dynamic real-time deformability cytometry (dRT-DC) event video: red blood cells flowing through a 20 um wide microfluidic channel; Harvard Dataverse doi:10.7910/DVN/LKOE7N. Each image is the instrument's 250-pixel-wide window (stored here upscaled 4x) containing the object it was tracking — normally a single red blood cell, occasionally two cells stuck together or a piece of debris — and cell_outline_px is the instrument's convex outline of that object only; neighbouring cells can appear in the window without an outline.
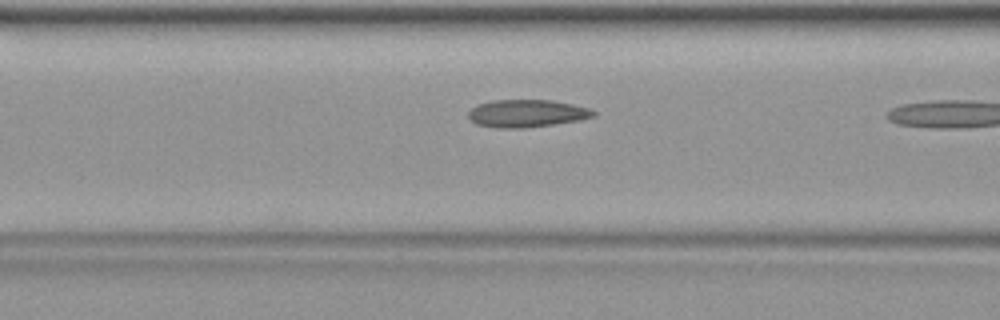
{"species": "common noctule bat (a hibernating species)", "species_latin": "Nyctalus noctula", "temperature_condition": "warm", "stored_images_in_passage": 7, "camera_frame_rate_fps": 3000, "um_per_image_px": 0.085, "animal": {"sex": "female", "body_mass_g": 19.9}, "frame": {"image": 1, "passage_image": 6, "time_ms": 1.667, "image_size_px": [1000, 320], "cell_outline_px": [[596, 116], [576, 120], [552, 124], [524, 128], [496, 128], [476, 124], [468, 116], [468, 112], [476, 104], [492, 100], [552, 100], [572, 104], [588, 108], [596, 112]], "centroid_in_image_um": [44.73, 9.63], "position_along_channel_um": 121.9, "area_um2": 20.0}}